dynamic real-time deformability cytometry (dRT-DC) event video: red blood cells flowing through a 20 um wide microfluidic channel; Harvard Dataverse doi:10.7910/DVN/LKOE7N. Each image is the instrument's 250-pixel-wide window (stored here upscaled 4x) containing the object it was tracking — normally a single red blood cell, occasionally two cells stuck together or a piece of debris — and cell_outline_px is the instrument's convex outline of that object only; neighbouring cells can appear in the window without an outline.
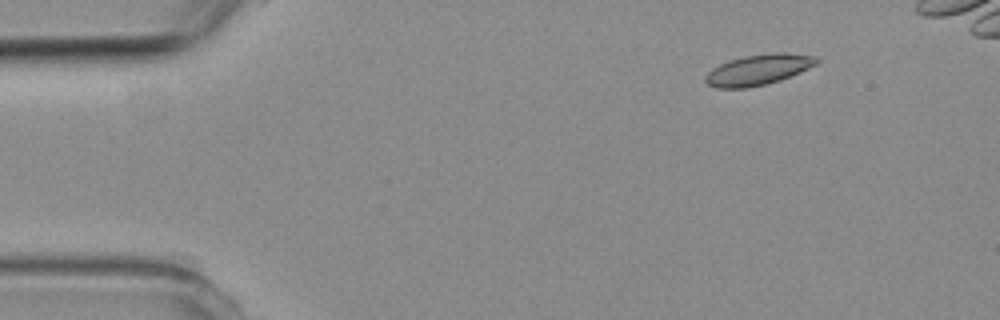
{"species": "common noctule bat (a hibernating species)", "species_latin": "Nyctalus noctula", "temperature_condition": "room temperature", "stored_images_in_passage": 3, "camera_frame_rate_fps": 3000, "um_per_image_px": 0.085, "animal": {"sex": "female", "body_mass_g": 19.3, "forearm_length_mm": 54.1}, "frame": {"image": 1, "passage_image": 1, "time_ms": 0.0, "image_size_px": [1000, 320], "cell_outline_px": [[820, 60], [816, 64], [800, 72], [780, 80], [768, 84], [748, 88], [716, 88], [708, 84], [704, 80], [704, 76], [712, 68], [720, 64], [744, 56], [816, 56]], "centroid_in_image_um": [64.34, 6.01], "position_along_channel_um": 20.7, "area_um2": 18.67}}